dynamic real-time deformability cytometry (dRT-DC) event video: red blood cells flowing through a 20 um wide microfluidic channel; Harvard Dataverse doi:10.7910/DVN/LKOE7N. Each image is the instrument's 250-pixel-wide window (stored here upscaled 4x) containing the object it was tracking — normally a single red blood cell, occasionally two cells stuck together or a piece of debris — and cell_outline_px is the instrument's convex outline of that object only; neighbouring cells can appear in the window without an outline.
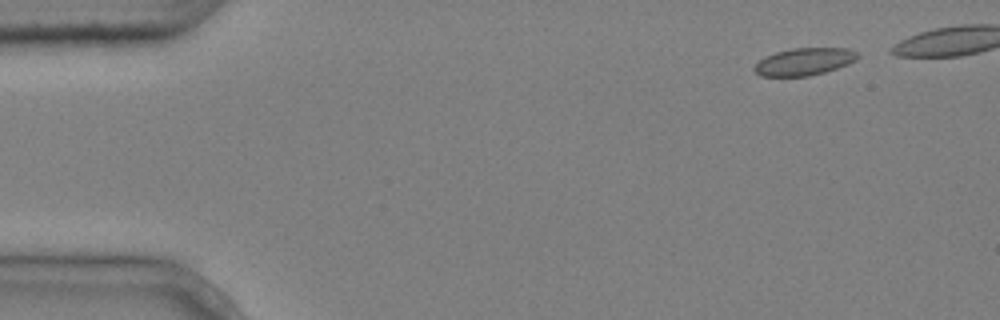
{"species": "common noctule bat (a hibernating species)", "species_latin": "Nyctalus noctula", "temperature_condition": "cold", "stored_images_in_passage": 4, "camera_frame_rate_fps": 3000, "um_per_image_px": 0.085, "animal": {"sex": "male", "body_mass_g": 20.4}, "frame": {"image": 1, "passage_image": 1, "time_ms": 0.0, "image_size_px": [1000, 320], "cell_outline_px": [[860, 56], [856, 60], [848, 64], [824, 72], [808, 76], [760, 76], [752, 68], [760, 60], [776, 52], [792, 48], [848, 48], [856, 52]], "centroid_in_image_um": [68.38, 5.24], "position_along_channel_um": 16.6, "area_um2": 16.3}}